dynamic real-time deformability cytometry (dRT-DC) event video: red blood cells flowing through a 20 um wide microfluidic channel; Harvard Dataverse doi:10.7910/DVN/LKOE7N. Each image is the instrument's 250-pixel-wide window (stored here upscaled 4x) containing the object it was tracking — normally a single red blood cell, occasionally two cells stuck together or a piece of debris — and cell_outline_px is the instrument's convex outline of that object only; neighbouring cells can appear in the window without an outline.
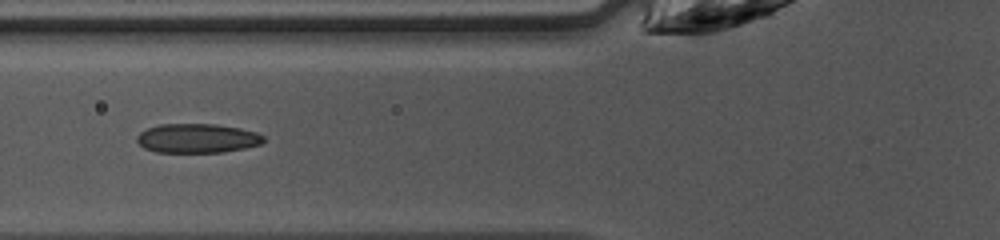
{"species": "common noctule bat (a hibernating species)", "species_latin": "Nyctalus noctula", "temperature_condition": "warm", "stored_images_in_passage": 38, "camera_frame_rate_fps": 3000, "um_per_image_px": 0.085, "animal": {"sex": "female", "body_mass_g": 10.0, "forearm_length_mm": 53.1}, "frame": {"image": 1, "passage_image": 9, "time_ms": 2.667, "image_size_px": [1000, 240], "cell_outline_px": [[264, 140], [260, 144], [244, 148], [224, 152], [156, 152], [144, 148], [136, 140], [136, 136], [140, 132], [148, 128], [160, 124], [216, 124], [240, 128], [256, 132], [264, 136]], "centroid_in_image_um": [16.75, 11.75], "position_along_channel_um": 109.0, "area_um2": 21.56}}
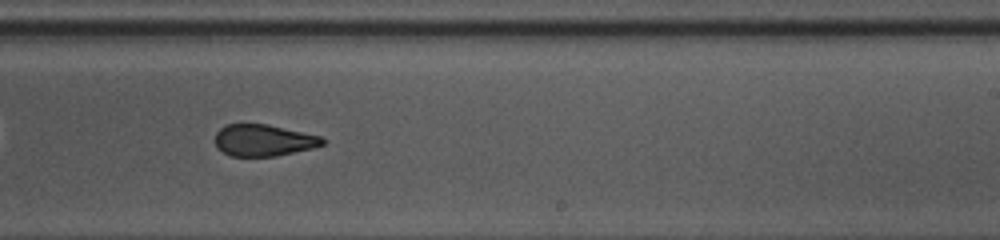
{"frame": {"image": 2, "passage_image": 20, "time_ms": 6.333, "image_size_px": [1000, 240], "cell_outline_px": [[324, 144], [312, 148], [276, 156], [228, 156], [216, 148], [216, 132], [224, 124], [268, 124], [320, 136], [324, 140]], "centroid_in_image_um": [22.36, 11.92], "position_along_channel_um": 266.6, "area_um2": 19.83}}
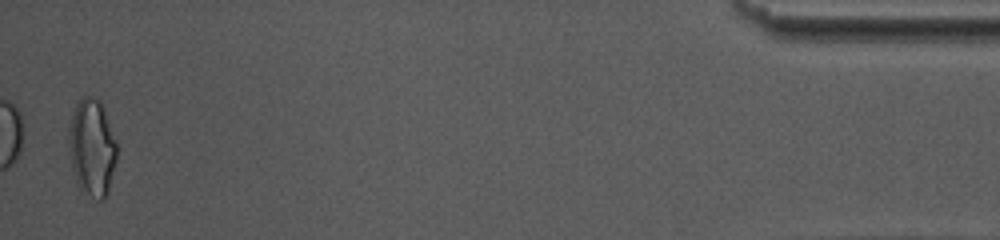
{"frame": {"image": 3, "passage_image": 37, "time_ms": 12.0, "image_size_px": [1000, 240], "cell_outline_px": [[116, 160], [108, 192], [104, 200], [100, 200], [80, 192], [76, 184], [68, 152], [68, 128], [76, 104], [80, 96], [92, 96], [100, 100], [104, 108], [116, 140]], "centroid_in_image_um": [7.79, 12.55], "position_along_channel_um": 427.4, "area_um2": 27.74}, "authors_computed_cell_mechanics": {"area_um2": 21.3282, "velocity_mm_per_s": 4.2822, "shape_relaxation_time_tau1_ms": 9.1079, "shape_relaxation_time_tau2_ms": 1.824, "deformation_change_tau1": 0.2077, "deformation_change_tau2": 0.1005}}